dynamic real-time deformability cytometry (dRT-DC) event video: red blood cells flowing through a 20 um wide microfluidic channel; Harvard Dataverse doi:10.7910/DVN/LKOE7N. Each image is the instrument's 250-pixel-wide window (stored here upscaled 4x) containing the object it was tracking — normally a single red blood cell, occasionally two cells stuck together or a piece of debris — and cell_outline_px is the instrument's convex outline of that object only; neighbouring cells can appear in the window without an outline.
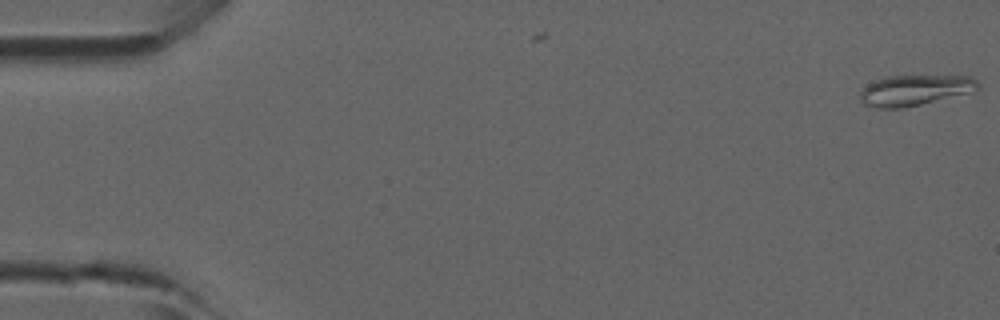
{"species": "common noctule bat (a hibernating species)", "species_latin": "Nyctalus noctula", "temperature_condition": "room temperature", "stored_images_in_passage": 2, "camera_frame_rate_fps": 3000, "um_per_image_px": 0.085, "animal": {"sex": "male", "forearm_length_mm": 52.5}, "frame": {"image": 1, "passage_image": 2, "time_ms": 0.333, "image_size_px": [1000, 320], "cell_outline_px": [[980, 84], [972, 92], [904, 108], [876, 108], [864, 104], [860, 100], [860, 92], [868, 84], [876, 80], [888, 76], [968, 76], [976, 80]], "centroid_in_image_um": [77.73, 7.67], "position_along_channel_um": 7.3, "area_um2": 20.81}}